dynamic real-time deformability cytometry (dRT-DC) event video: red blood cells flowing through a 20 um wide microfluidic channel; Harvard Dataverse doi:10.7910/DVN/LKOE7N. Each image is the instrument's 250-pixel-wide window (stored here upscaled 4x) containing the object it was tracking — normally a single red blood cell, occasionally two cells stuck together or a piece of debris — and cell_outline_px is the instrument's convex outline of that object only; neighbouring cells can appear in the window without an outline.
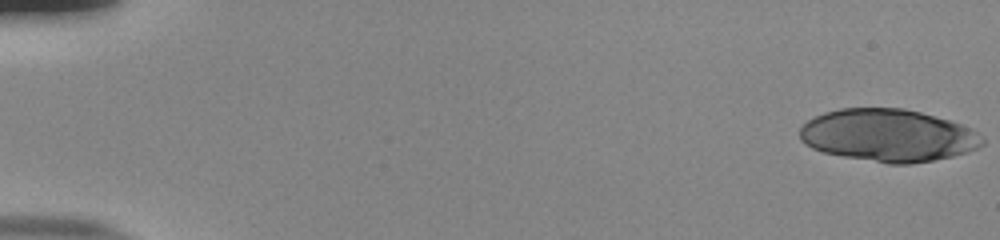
{"species": "human", "species_latin": "Homo sapiens", "temperature_condition": "room temperature", "stored_images_in_passage": 19, "camera_frame_rate_fps": 3000, "um_per_image_px": 0.085, "donor": {"sex": "male"}, "frame": {"image": 1, "passage_image": 1, "time_ms": 0.0, "image_size_px": [1000, 240], "cell_outline_px": [[984, 144], [968, 152], [952, 156], [912, 164], [888, 164], [844, 156], [824, 152], [812, 148], [804, 144], [800, 140], [800, 128], [808, 120], [824, 112], [840, 108], [904, 108], [920, 112], [948, 120], [972, 128], [984, 140]], "centroid_in_image_um": [75.48, 11.51], "position_along_channel_um": 9.5, "area_um2": 55.72}}
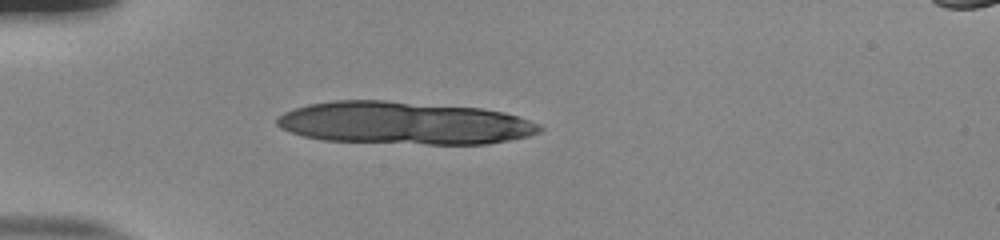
{"frame": {"image": 2, "passage_image": 16, "time_ms": 5.0, "image_size_px": [1000, 240], "cell_outline_px": [[544, 128], [540, 132], [532, 136], [488, 144], [424, 144], [324, 140], [304, 136], [280, 128], [276, 124], [276, 120], [284, 112], [292, 108], [308, 104], [332, 100], [388, 100], [480, 108], [504, 112], [540, 124]], "centroid_in_image_um": [34.38, 10.45], "position_along_channel_um": 50.6, "area_um2": 65.66}}